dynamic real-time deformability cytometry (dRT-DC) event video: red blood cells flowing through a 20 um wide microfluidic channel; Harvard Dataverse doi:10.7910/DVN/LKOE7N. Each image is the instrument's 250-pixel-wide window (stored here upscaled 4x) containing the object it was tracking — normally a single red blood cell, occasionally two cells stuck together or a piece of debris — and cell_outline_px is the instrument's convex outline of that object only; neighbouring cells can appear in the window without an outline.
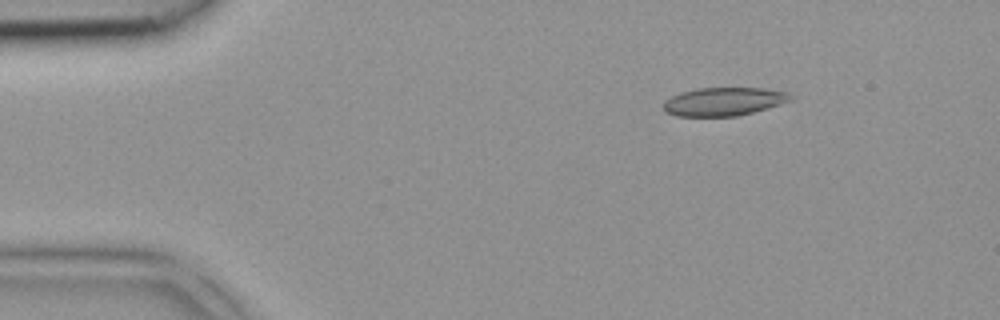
{"species": "common noctule bat (a hibernating species)", "species_latin": "Nyctalus noctula", "temperature_condition": "room temperature", "stored_images_in_passage": 5, "camera_frame_rate_fps": 3000, "um_per_image_px": 0.085, "animal": {"sex": "female", "body_mass_g": 18.4}, "frame": {"image": 1, "passage_image": 1, "time_ms": 0.0, "image_size_px": [1000, 320], "cell_outline_px": [[792, 100], [780, 104], [752, 112], [736, 116], [676, 116], [664, 112], [664, 100], [680, 92], [696, 88], [764, 88], [784, 92], [792, 96]], "centroid_in_image_um": [61.46, 8.63], "position_along_channel_um": 23.5, "area_um2": 20.87}}